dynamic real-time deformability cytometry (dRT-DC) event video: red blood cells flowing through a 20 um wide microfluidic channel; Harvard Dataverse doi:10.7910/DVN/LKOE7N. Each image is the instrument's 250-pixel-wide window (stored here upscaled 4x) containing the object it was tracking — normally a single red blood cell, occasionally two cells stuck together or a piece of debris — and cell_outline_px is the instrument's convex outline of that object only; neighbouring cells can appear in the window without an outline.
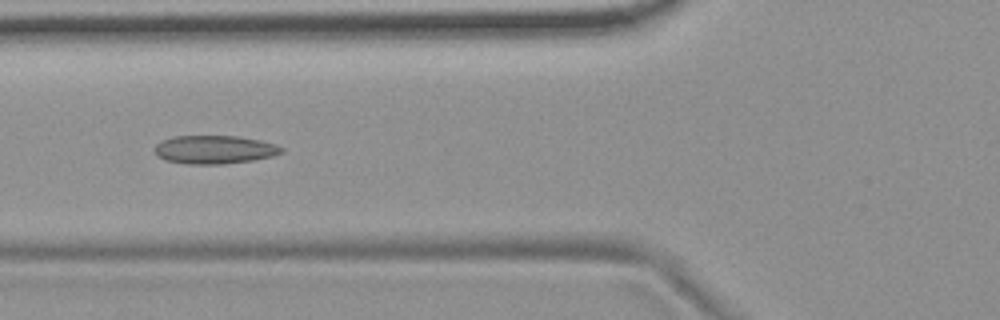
{"species": "common noctule bat (a hibernating species)", "species_latin": "Nyctalus noctula", "temperature_condition": "room temperature", "stored_images_in_passage": 4, "camera_frame_rate_fps": 3000, "um_per_image_px": 0.085, "animal": {"sex": "female", "body_mass_g": 19.9}, "frame": {"image": 1, "passage_image": 3, "time_ms": 2.333, "image_size_px": [1000, 320], "cell_outline_px": [[284, 152], [272, 156], [252, 160], [224, 164], [188, 164], [164, 160], [156, 156], [156, 144], [160, 140], [172, 136], [240, 136], [260, 140], [276, 144], [284, 148]], "centroid_in_image_um": [18.23, 12.71], "position_along_channel_um": 107.6, "area_um2": 21.15}}
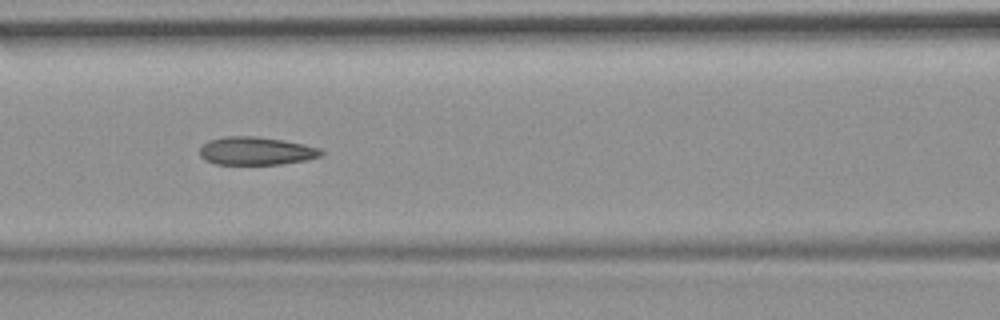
{"frame": {"image": 2, "passage_image": 4, "time_ms": 3.333, "image_size_px": [1000, 320], "cell_outline_px": [[324, 152], [320, 156], [308, 160], [280, 164], [216, 164], [204, 160], [200, 156], [200, 148], [208, 140], [224, 136], [256, 136], [284, 140], [304, 144], [320, 148]], "centroid_in_image_um": [21.77, 12.83], "position_along_channel_um": 144.8, "area_um2": 20.0}}